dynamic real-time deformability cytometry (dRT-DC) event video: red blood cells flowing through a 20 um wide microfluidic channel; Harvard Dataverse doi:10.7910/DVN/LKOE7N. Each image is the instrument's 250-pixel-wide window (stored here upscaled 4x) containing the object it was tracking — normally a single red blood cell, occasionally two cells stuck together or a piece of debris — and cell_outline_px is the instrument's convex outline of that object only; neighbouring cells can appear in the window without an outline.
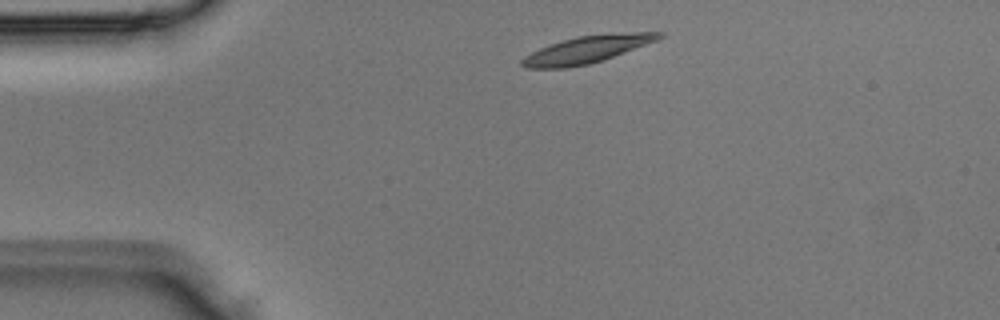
{"species": "Egyptian fruit bat (a non-hibernating species)", "species_latin": "Rousettus aegyptiacus", "temperature_condition": "room temperature", "stored_images_in_passage": 3, "camera_frame_rate_fps": 3000, "um_per_image_px": 0.085, "animal": {"sex": "male"}, "frame": {"image": 1, "passage_image": 1, "time_ms": 0.0, "image_size_px": [1000, 320], "cell_outline_px": [[664, 36], [656, 40], [604, 60], [588, 64], [564, 68], [524, 68], [520, 64], [520, 60], [524, 56], [540, 48], [576, 36], [632, 32], [664, 32]], "centroid_in_image_um": [49.86, 4.21], "position_along_channel_um": 35.1, "area_um2": 21.39}}
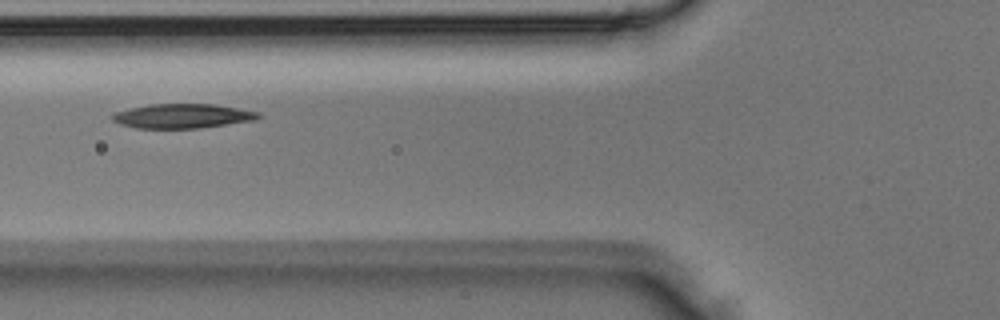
{"frame": {"image": 2, "passage_image": 3, "time_ms": 0.667, "image_size_px": [1000, 320], "cell_outline_px": [[260, 116], [256, 120], [200, 128], [136, 128], [120, 124], [112, 120], [112, 116], [116, 112], [148, 104], [212, 104], [260, 112]], "centroid_in_image_um": [15.52, 9.86], "position_along_channel_um": 110.3, "area_um2": 20.58}}